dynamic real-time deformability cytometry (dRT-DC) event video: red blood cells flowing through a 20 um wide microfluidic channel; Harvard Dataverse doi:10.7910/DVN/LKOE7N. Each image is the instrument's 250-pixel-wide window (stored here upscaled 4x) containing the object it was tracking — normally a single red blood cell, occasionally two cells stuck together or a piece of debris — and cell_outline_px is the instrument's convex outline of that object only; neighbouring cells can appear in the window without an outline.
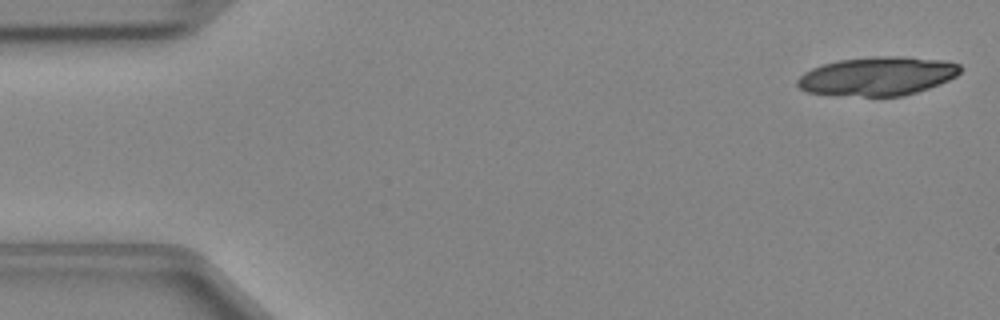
{"species": "Egyptian fruit bat (a non-hibernating species)", "species_latin": "Rousettus aegyptiacus", "temperature_condition": "cold", "stored_images_in_passage": 46, "segment_of_instrument_passage": [1, 2], "camera_frame_rate_fps": 3000, "um_per_image_px": 0.085, "animal": {"sex": "female"}, "frame": {"image": 1, "passage_image": 1, "time_ms": 0.0, "image_size_px": [1000, 320], "cell_outline_px": [[960, 72], [956, 76], [940, 84], [916, 92], [900, 96], [864, 96], [808, 92], [800, 88], [796, 84], [796, 80], [804, 72], [812, 68], [836, 60], [872, 56], [904, 56], [944, 60], [960, 64]], "centroid_in_image_um": [74.6, 6.45], "position_along_channel_um": 10.4, "area_um2": 36.7}}